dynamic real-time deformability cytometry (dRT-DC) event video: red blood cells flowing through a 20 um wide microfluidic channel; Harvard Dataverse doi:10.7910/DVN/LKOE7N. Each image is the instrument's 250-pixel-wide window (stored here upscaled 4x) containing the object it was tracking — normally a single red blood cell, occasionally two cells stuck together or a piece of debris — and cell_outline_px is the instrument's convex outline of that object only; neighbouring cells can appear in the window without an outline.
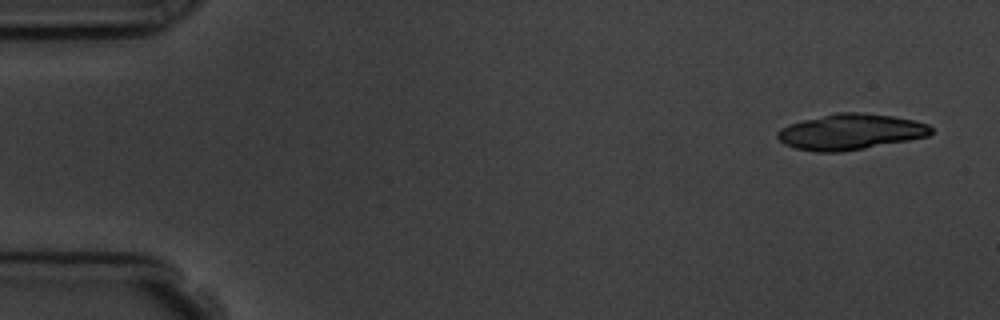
{"species": "common noctule bat (a hibernating species)", "species_latin": "Nyctalus noctula", "temperature_condition": "room temperature", "stored_images_in_passage": 5, "camera_frame_rate_fps": 3000, "um_per_image_px": 0.085, "animal": {"sex": "male", "body_mass_g": 19.5, "forearm_length_mm": 54.6}, "frame": {"image": 1, "passage_image": 1, "time_ms": 0.0, "image_size_px": [1000, 320], "cell_outline_px": [[932, 132], [928, 136], [908, 140], [864, 148], [840, 152], [816, 152], [796, 148], [784, 144], [776, 136], [776, 132], [780, 128], [788, 124], [836, 112], [856, 112], [892, 116], [912, 120], [928, 124], [932, 128]], "centroid_in_image_um": [72.26, 11.2], "position_along_channel_um": 12.7, "area_um2": 31.79}}